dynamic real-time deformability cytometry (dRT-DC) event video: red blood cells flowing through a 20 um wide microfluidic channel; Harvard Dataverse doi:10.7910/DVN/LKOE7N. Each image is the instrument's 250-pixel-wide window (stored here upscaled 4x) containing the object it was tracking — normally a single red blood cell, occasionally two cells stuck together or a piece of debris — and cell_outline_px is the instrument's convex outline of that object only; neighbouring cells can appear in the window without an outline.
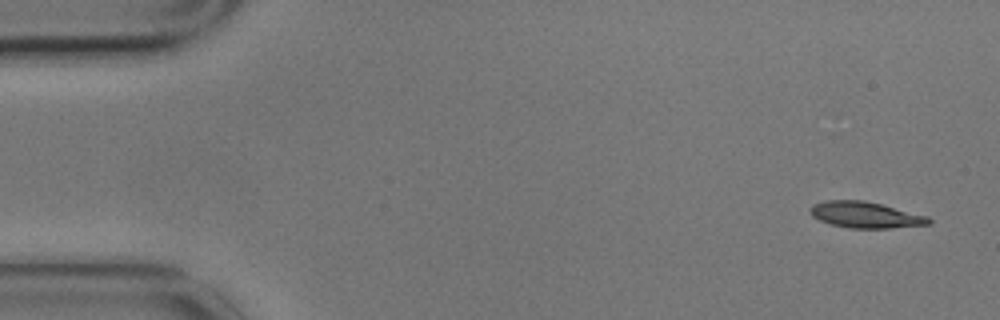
{"species": "common noctule bat (a hibernating species)", "species_latin": "Nyctalus noctula", "temperature_condition": "cold", "stored_images_in_passage": 8, "camera_frame_rate_fps": 3000, "um_per_image_px": 0.085, "animal": {"sex": "male", "body_mass_g": 17.9}, "frame": {"image": 1, "passage_image": 1, "time_ms": 0.0, "image_size_px": [1000, 320], "cell_outline_px": [[932, 224], [888, 228], [848, 228], [832, 224], [820, 220], [812, 216], [808, 212], [808, 208], [812, 204], [824, 200], [864, 200], [928, 216], [932, 220]], "centroid_in_image_um": [73.53, 18.26], "position_along_channel_um": 11.5, "area_um2": 18.15}}
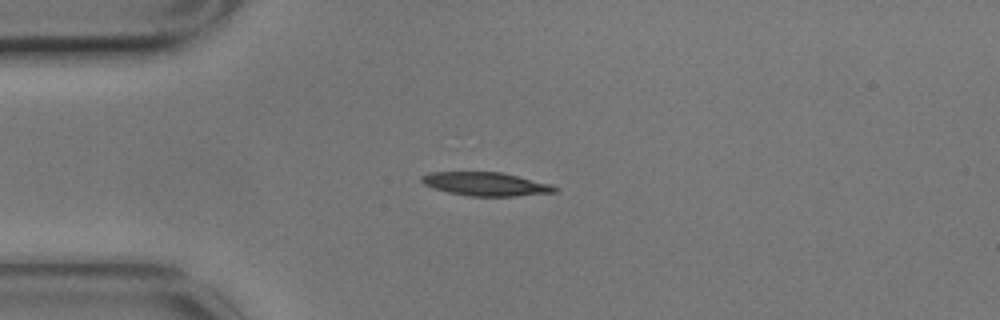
{"frame": {"image": 2, "passage_image": 4, "time_ms": 1.0, "image_size_px": [1000, 320], "cell_outline_px": [[560, 188], [556, 192], [516, 196], [472, 196], [448, 192], [424, 184], [420, 180], [420, 176], [428, 172], [500, 172], [552, 184]], "centroid_in_image_um": [41.32, 15.64], "position_along_channel_um": 43.7, "area_um2": 18.21}}